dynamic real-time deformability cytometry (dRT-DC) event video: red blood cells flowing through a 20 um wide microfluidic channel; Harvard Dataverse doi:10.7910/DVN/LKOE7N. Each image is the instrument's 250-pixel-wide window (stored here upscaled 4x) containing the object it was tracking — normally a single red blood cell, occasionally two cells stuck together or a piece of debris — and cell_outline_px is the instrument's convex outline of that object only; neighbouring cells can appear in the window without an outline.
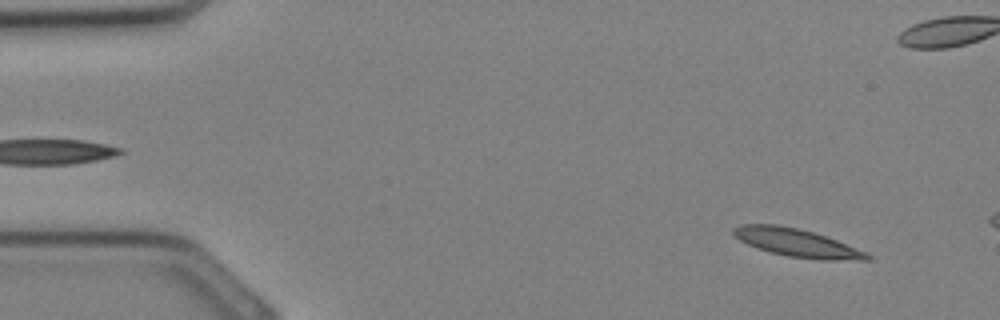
{"species": "Egyptian fruit bat (a non-hibernating species)", "species_latin": "Rousettus aegyptiacus", "temperature_condition": "cold", "stored_images_in_passage": 7, "camera_frame_rate_fps": 3000, "um_per_image_px": 0.085, "animal": {"sex": "female"}, "frame": {"image": 1, "passage_image": 2, "time_ms": 0.333, "image_size_px": [1000, 320], "cell_outline_px": [[872, 260], [820, 260], [788, 256], [756, 248], [740, 240], [732, 232], [732, 228], [740, 224], [776, 224], [796, 228], [812, 232], [836, 240], [864, 252], [872, 256]], "centroid_in_image_um": [67.7, 20.64], "position_along_channel_um": 17.3, "area_um2": 21.5}}